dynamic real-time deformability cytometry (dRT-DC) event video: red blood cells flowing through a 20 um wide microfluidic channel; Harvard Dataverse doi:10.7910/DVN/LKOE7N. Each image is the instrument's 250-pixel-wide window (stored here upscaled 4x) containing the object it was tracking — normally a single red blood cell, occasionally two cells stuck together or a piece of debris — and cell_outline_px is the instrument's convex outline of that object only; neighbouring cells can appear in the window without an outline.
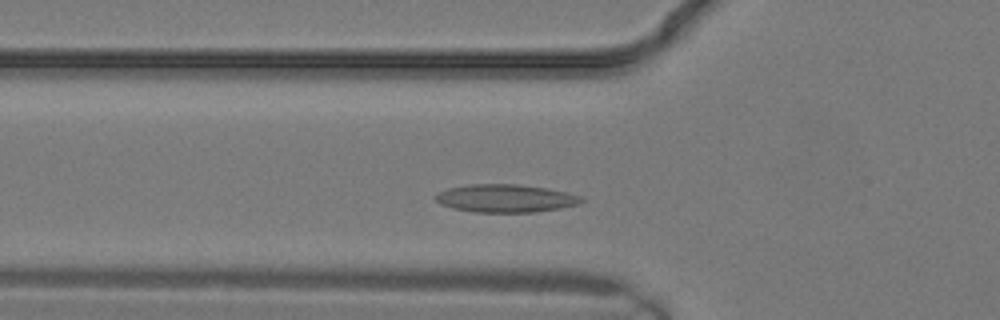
{"species": "common noctule bat (a hibernating species)", "species_latin": "Nyctalus noctula", "temperature_condition": "warm", "stored_images_in_passage": 20, "camera_frame_rate_fps": 3000, "um_per_image_px": 0.085, "animal": {"sex": "male", "body_mass_g": 19.2, "forearm_length_mm": 51.8}, "frame": {"image": 1, "passage_image": 4, "time_ms": 1.0, "image_size_px": [1000, 320], "cell_outline_px": [[584, 200], [580, 204], [560, 208], [536, 212], [472, 212], [452, 208], [440, 204], [432, 196], [448, 188], [468, 184], [516, 184], [548, 188], [568, 192], [580, 196]], "centroid_in_image_um": [42.97, 16.86], "position_along_channel_um": 82.8, "area_um2": 23.93}}
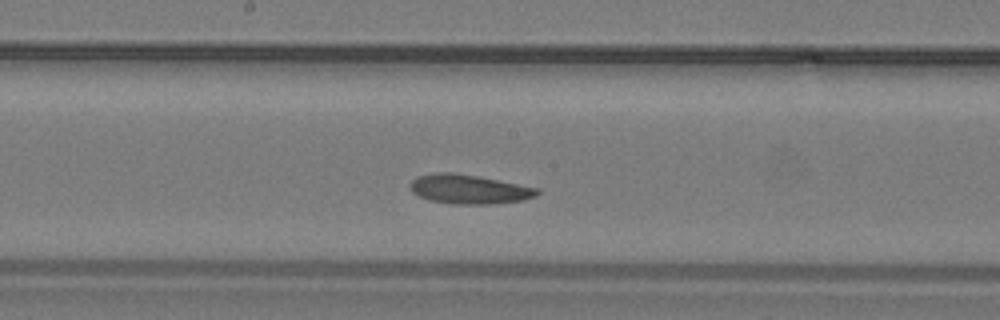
{"frame": {"image": 2, "passage_image": 9, "time_ms": 2.667, "image_size_px": [1000, 320], "cell_outline_px": [[540, 192], [536, 196], [520, 200], [492, 204], [452, 204], [432, 200], [420, 196], [412, 192], [412, 180], [416, 176], [436, 172], [452, 172], [476, 176], [540, 188]], "centroid_in_image_um": [39.88, 16.08], "position_along_channel_um": 208.3, "area_um2": 21.39}}
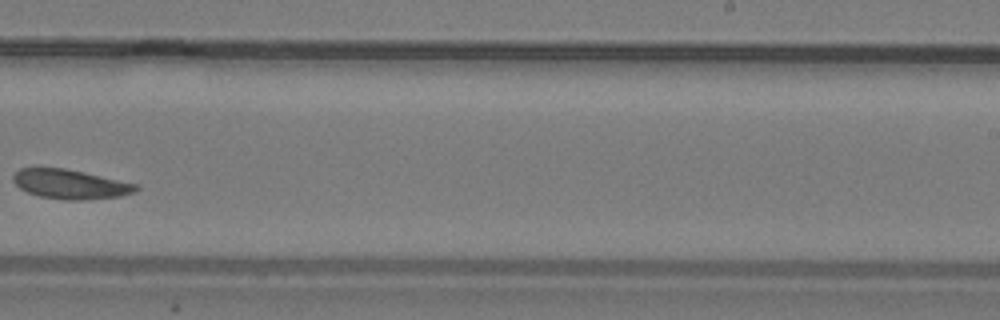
{"frame": {"image": 3, "passage_image": 12, "time_ms": 3.667, "image_size_px": [1000, 320], "cell_outline_px": [[140, 188], [136, 192], [120, 196], [88, 200], [64, 200], [40, 196], [28, 192], [20, 188], [12, 180], [12, 176], [20, 168], [64, 168], [136, 184]], "centroid_in_image_um": [5.97, 15.67], "position_along_channel_um": 283.0, "area_um2": 20.87}}